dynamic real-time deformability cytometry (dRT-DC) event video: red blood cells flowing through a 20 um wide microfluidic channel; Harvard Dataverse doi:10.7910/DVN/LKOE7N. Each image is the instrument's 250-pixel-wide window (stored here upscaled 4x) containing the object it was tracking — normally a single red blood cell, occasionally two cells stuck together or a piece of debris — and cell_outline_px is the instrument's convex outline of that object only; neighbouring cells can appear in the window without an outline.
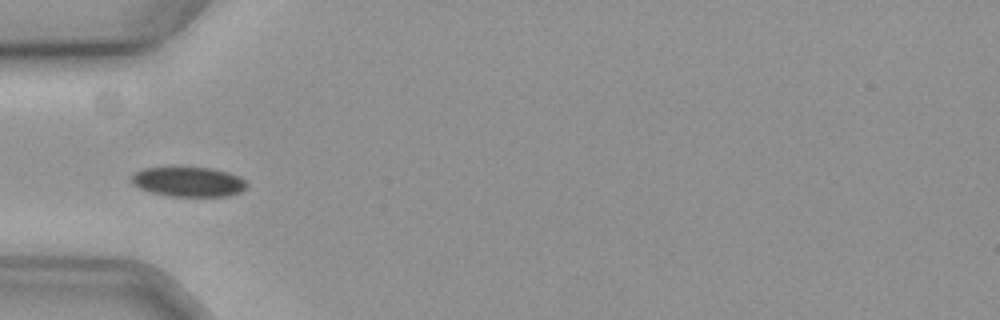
{"species": "common noctule bat (a hibernating species)", "species_latin": "Nyctalus noctula", "temperature_condition": "cold", "stored_images_in_passage": 40, "camera_frame_rate_fps": 3000, "um_per_image_px": 0.085, "animal": {"sex": "female", "body_mass_g": 19.3, "forearm_length_mm": 54.1}, "frame": {"image": 1, "passage_image": 1, "time_ms": 0.0, "image_size_px": [1000, 320], "cell_outline_px": [[248, 184], [240, 192], [228, 196], [168, 196], [136, 188], [132, 184], [132, 176], [136, 172], [144, 168], [212, 168], [228, 172], [240, 176]], "centroid_in_image_um": [16.02, 15.46], "position_along_channel_um": 69.0, "area_um2": 19.88}}
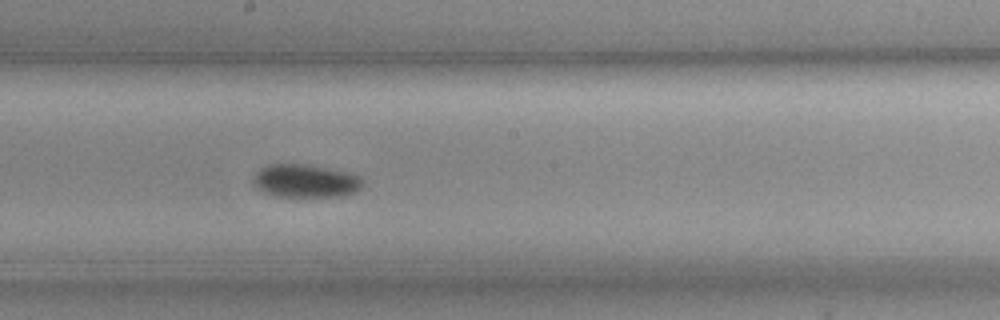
{"frame": {"image": 2, "passage_image": 14, "time_ms": 4.333, "image_size_px": [1000, 320], "cell_outline_px": [[364, 184], [356, 192], [344, 196], [272, 196], [256, 188], [252, 184], [252, 176], [260, 168], [268, 164], [308, 164], [348, 172], [360, 176], [364, 180]], "centroid_in_image_um": [25.95, 15.37], "position_along_channel_um": 222.2, "area_um2": 21.5}}
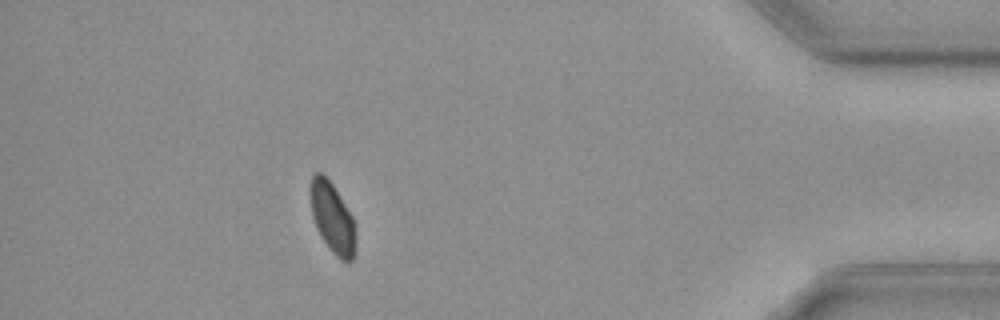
{"frame": {"image": 3, "passage_image": 34, "time_ms": 11.0, "image_size_px": [1000, 320], "cell_outline_px": [[356, 252], [352, 260], [348, 264], [340, 260], [328, 248], [320, 236], [316, 228], [312, 216], [312, 172], [320, 172], [332, 184], [340, 196], [352, 216], [356, 228]], "centroid_in_image_um": [28.3, 18.62], "position_along_channel_um": 406.9, "area_um2": 18.61}}